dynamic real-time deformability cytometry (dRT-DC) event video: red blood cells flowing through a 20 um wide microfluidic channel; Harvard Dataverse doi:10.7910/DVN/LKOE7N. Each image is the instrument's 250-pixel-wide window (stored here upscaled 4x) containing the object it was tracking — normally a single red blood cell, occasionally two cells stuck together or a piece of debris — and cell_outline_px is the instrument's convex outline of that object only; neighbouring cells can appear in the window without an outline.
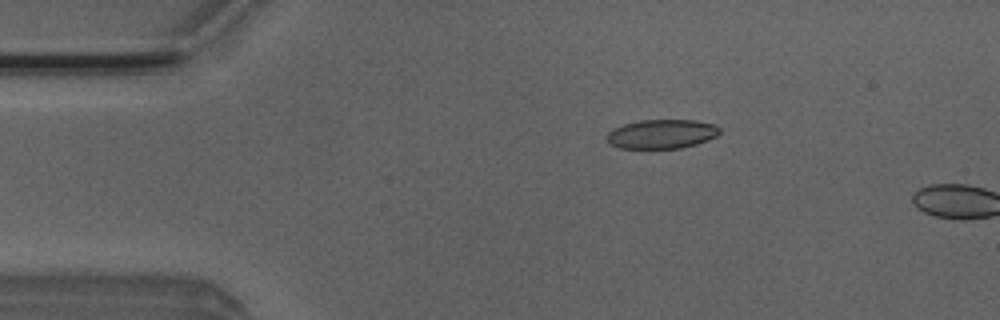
{"species": "Egyptian fruit bat (a non-hibernating species)", "species_latin": "Rousettus aegyptiacus", "temperature_condition": "room temperature", "stored_images_in_passage": 10, "camera_frame_rate_fps": 3000, "um_per_image_px": 0.085, "animal": {"sex": "male"}, "frame": {"image": 1, "passage_image": 9, "time_ms": 2.667, "image_size_px": [1000, 320], "cell_outline_px": [[720, 132], [716, 136], [708, 140], [696, 144], [680, 148], [620, 148], [608, 144], [604, 136], [608, 132], [624, 124], [640, 120], [696, 120], [716, 124], [720, 128]], "centroid_in_image_um": [56.24, 11.39], "position_along_channel_um": 28.8, "area_um2": 19.31}}